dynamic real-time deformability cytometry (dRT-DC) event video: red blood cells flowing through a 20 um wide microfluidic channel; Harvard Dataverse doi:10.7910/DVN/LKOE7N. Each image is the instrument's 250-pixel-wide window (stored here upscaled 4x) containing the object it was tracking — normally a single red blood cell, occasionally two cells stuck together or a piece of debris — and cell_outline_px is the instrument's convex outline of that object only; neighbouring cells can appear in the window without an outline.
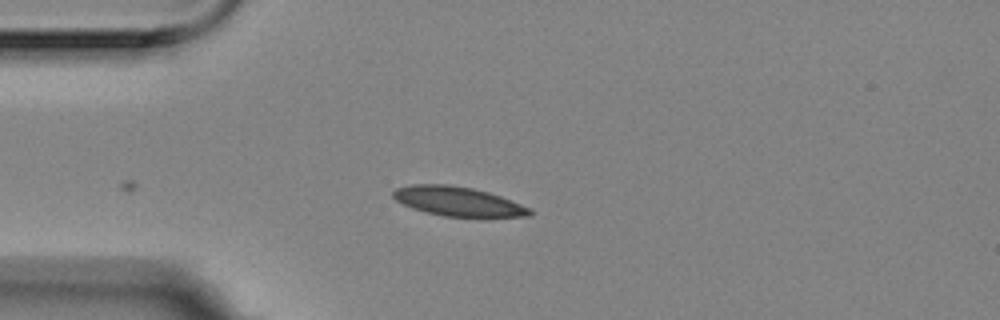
{"species": "Egyptian fruit bat (a non-hibernating species)", "species_latin": "Rousettus aegyptiacus", "temperature_condition": "room temperature", "stored_images_in_passage": 7, "camera_frame_rate_fps": 3000, "um_per_image_px": 0.085, "animal": {"sex": "female"}, "frame": {"image": 1, "passage_image": 1, "time_ms": 0.0, "image_size_px": [1000, 320], "cell_outline_px": [[532, 216], [484, 220], [480, 220], [444, 216], [412, 208], [396, 200], [392, 196], [392, 192], [396, 188], [412, 184], [448, 184], [472, 188], [488, 192], [500, 196], [532, 208]], "centroid_in_image_um": [39.05, 17.18], "position_along_channel_um": 45.9, "area_um2": 24.39}}